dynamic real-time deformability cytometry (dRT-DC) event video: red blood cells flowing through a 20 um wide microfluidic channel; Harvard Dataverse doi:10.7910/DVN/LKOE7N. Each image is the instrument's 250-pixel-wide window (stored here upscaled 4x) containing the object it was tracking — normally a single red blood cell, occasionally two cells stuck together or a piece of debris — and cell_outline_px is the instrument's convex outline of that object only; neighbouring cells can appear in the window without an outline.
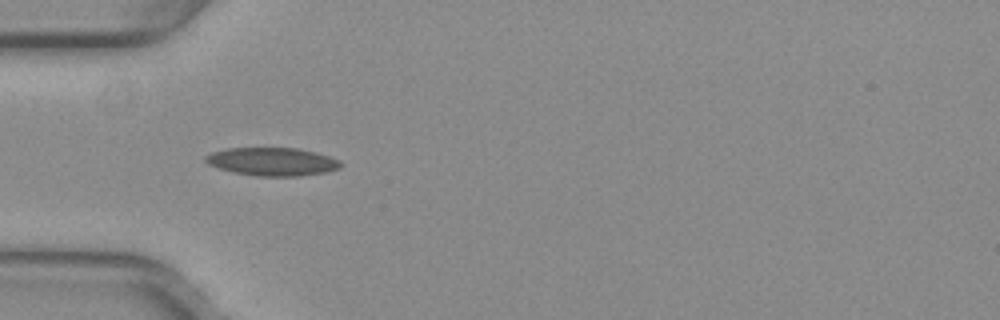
{"species": "common noctule bat (a hibernating species)", "species_latin": "Nyctalus noctula", "temperature_condition": "warm", "stored_images_in_passage": 38, "camera_frame_rate_fps": 3000, "um_per_image_px": 0.085, "animal": {"sex": "female", "body_mass_g": 29.2, "forearm_length_mm": 56.3}, "frame": {"image": 1, "passage_image": 4, "time_ms": 1.0, "image_size_px": [1000, 320], "cell_outline_px": [[340, 168], [324, 172], [300, 176], [256, 176], [232, 172], [208, 164], [204, 160], [204, 156], [212, 152], [228, 148], [296, 148], [316, 152], [340, 160]], "centroid_in_image_um": [23.12, 13.74], "position_along_channel_um": 61.9, "area_um2": 22.08}}
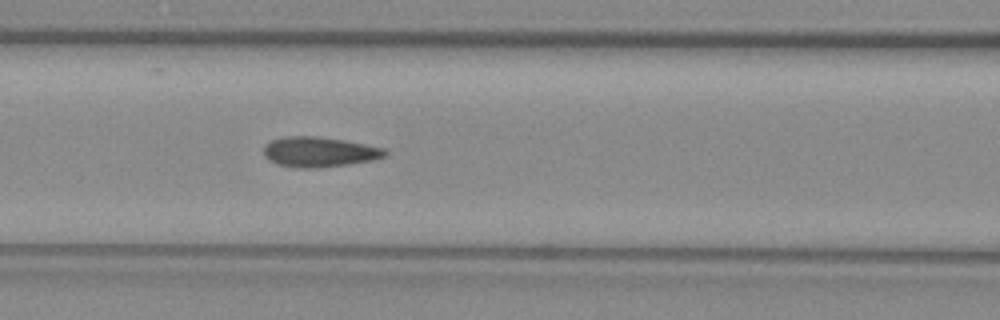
{"frame": {"image": 2, "passage_image": 10, "time_ms": 3.0, "image_size_px": [1000, 320], "cell_outline_px": [[388, 152], [384, 156], [372, 160], [348, 164], [316, 168], [296, 168], [276, 164], [268, 160], [264, 156], [264, 144], [272, 140], [284, 136], [312, 136], [344, 140], [384, 148]], "centroid_in_image_um": [27.08, 12.92], "position_along_channel_um": 139.5, "area_um2": 21.27}}
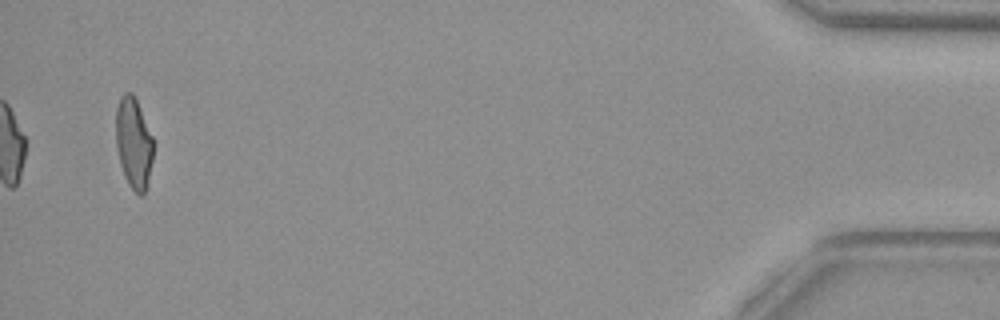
{"frame": {"image": 3, "passage_image": 38, "time_ms": 12.333, "image_size_px": [1000, 320], "cell_outline_px": [[152, 160], [148, 180], [144, 196], [140, 196], [128, 184], [124, 176], [120, 164], [116, 144], [116, 108], [120, 96], [124, 92], [132, 92], [136, 96], [152, 136]], "centroid_in_image_um": [11.35, 12.12], "position_along_channel_um": 423.9, "area_um2": 19.94}, "authors_computed_cell_mechanics": {"area_um2": 20.7791, "velocity_mm_per_s": 3.9776, "shape_relaxation_time_tau1_ms": 10.9714, "shape_relaxation_time_tau2_ms": 1.2647, "deformation_change_tau1": 0.2578, "deformation_change_tau2": 0.0616}}